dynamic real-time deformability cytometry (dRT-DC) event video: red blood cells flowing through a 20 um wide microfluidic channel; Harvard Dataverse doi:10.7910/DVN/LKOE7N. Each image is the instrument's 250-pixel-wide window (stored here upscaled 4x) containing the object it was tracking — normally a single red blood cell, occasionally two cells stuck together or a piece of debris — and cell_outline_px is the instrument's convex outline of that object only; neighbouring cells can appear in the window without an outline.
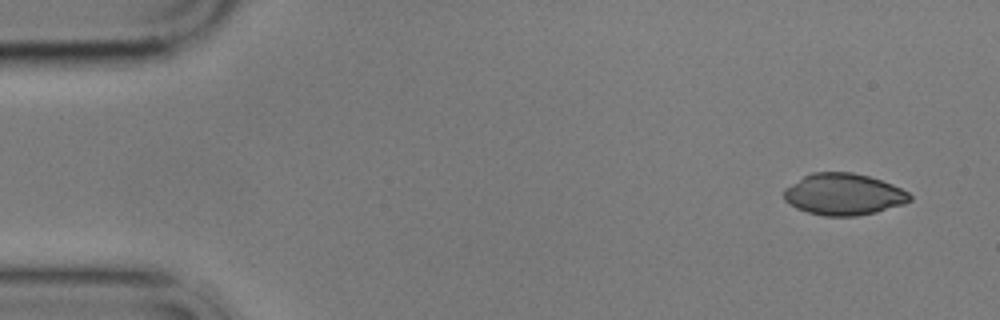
{"species": "common noctule bat (a hibernating species)", "species_latin": "Nyctalus noctula", "temperature_condition": "cold", "stored_images_in_passage": 4, "camera_frame_rate_fps": 3000, "um_per_image_px": 0.085, "animal": {"sex": "male", "body_mass_g": 17.9}, "frame": {"image": 1, "passage_image": 1, "time_ms": 0.0, "image_size_px": [1000, 320], "cell_outline_px": [[912, 200], [904, 204], [876, 212], [856, 216], [824, 216], [808, 212], [796, 208], [784, 200], [784, 188], [804, 176], [812, 172], [852, 172], [868, 176], [892, 184], [908, 192], [912, 196]], "centroid_in_image_um": [71.7, 16.52], "position_along_channel_um": 13.3, "area_um2": 30.52}}